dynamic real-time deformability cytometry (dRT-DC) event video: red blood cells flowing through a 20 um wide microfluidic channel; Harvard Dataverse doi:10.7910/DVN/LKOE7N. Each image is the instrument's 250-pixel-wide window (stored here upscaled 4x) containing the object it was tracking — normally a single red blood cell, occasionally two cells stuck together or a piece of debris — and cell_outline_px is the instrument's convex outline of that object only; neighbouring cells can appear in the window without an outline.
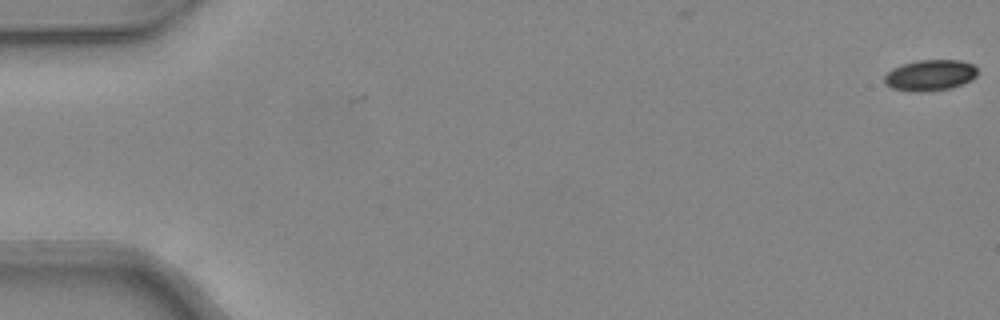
{"species": "common noctule bat (a hibernating species)", "species_latin": "Nyctalus noctula", "temperature_condition": "warm", "stored_images_in_passage": 13, "camera_frame_rate_fps": 3000, "um_per_image_px": 0.085, "animal": {"sex": "female", "body_mass_g": 24.6, "forearm_length_mm": 56.2}, "frame": {"image": 1, "passage_image": 1, "time_ms": 0.0, "image_size_px": [1000, 320], "cell_outline_px": [[976, 76], [972, 80], [952, 88], [924, 92], [912, 92], [892, 88], [884, 84], [884, 76], [892, 68], [916, 60], [960, 60], [972, 64], [976, 68]], "centroid_in_image_um": [79.04, 6.41], "position_along_channel_um": 6.0, "area_um2": 16.94}}
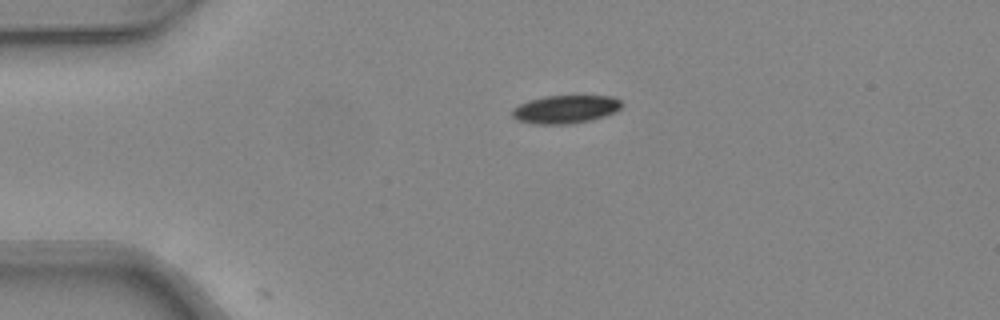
{"frame": {"image": 2, "passage_image": 12, "time_ms": 3.667, "image_size_px": [1000, 320], "cell_outline_px": [[624, 104], [616, 112], [592, 120], [572, 124], [532, 124], [516, 120], [512, 116], [512, 108], [528, 100], [544, 96], [612, 96], [620, 100]], "centroid_in_image_um": [48.06, 9.29], "position_along_channel_um": 36.9, "area_um2": 18.21}}